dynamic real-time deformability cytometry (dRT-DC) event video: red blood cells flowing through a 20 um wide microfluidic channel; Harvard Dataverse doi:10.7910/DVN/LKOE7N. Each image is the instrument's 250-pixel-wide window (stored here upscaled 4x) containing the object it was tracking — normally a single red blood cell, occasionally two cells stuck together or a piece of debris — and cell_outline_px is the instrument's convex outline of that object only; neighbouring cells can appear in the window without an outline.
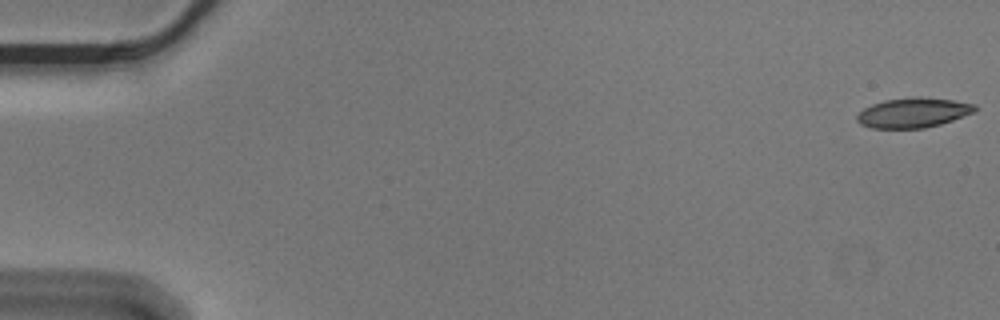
{"species": "Egyptian fruit bat (a non-hibernating species)", "species_latin": "Rousettus aegyptiacus", "temperature_condition": "cold", "stored_images_in_passage": 56, "camera_frame_rate_fps": 3000, "um_per_image_px": 0.085, "animal": {"sex": "male"}, "frame": {"image": 1, "passage_image": 1, "time_ms": 0.0, "image_size_px": [1000, 320], "cell_outline_px": [[976, 108], [972, 112], [952, 120], [940, 124], [924, 128], [872, 128], [860, 124], [856, 120], [856, 116], [864, 108], [872, 104], [884, 100], [916, 96], [920, 96], [952, 100], [976, 104]], "centroid_in_image_um": [77.58, 9.57], "position_along_channel_um": 7.4, "area_um2": 20.4}}
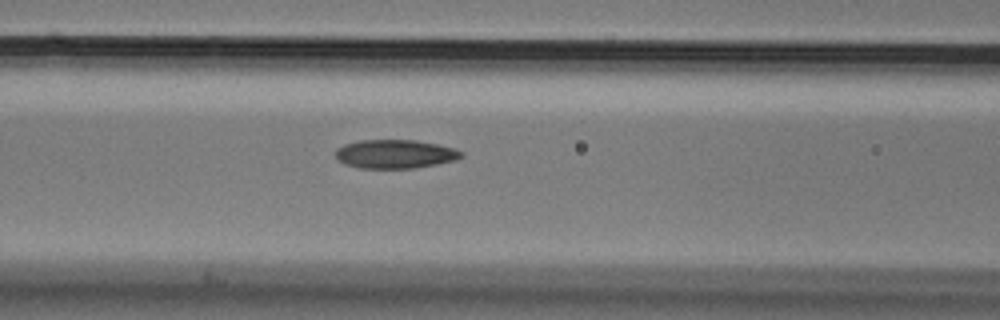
{"frame": {"image": 2, "passage_image": 24, "time_ms": 7.667, "image_size_px": [1000, 320], "cell_outline_px": [[464, 156], [456, 160], [416, 168], [360, 168], [344, 164], [336, 160], [336, 148], [344, 144], [360, 140], [416, 140], [436, 144], [452, 148], [464, 152]], "centroid_in_image_um": [33.56, 13.09], "position_along_channel_um": 133.0, "area_um2": 21.15}}
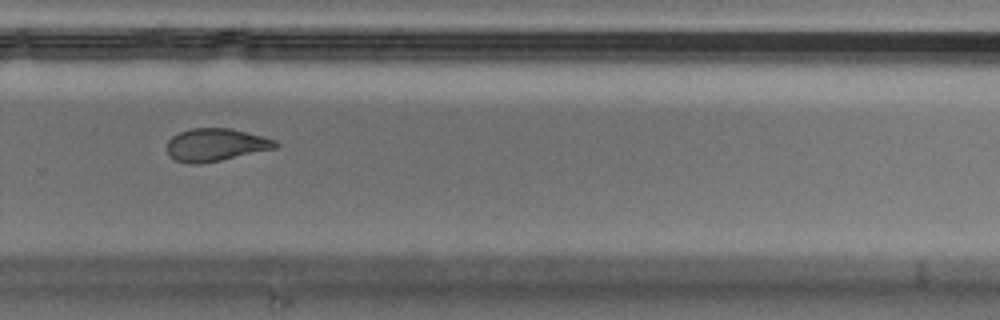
{"frame": {"image": 3, "passage_image": 39, "time_ms": 12.667, "image_size_px": [1000, 320], "cell_outline_px": [[280, 144], [276, 148], [220, 160], [200, 164], [188, 164], [176, 160], [168, 156], [168, 140], [172, 136], [180, 132], [192, 128], [228, 128], [264, 136], [276, 140]], "centroid_in_image_um": [18.34, 12.31], "position_along_channel_um": 311.5, "area_um2": 20.63}, "authors_computed_cell_mechanics": {"area_um2": 21.3571, "velocity_mm_per_s": 3.5789, "shape_relaxation_time_tau1_ms": 8.5988, "shape_relaxation_time_tau2_ms": 3.7836, "deformation_change_tau1": 0.1793, "deformation_change_tau2": 0.0929}}